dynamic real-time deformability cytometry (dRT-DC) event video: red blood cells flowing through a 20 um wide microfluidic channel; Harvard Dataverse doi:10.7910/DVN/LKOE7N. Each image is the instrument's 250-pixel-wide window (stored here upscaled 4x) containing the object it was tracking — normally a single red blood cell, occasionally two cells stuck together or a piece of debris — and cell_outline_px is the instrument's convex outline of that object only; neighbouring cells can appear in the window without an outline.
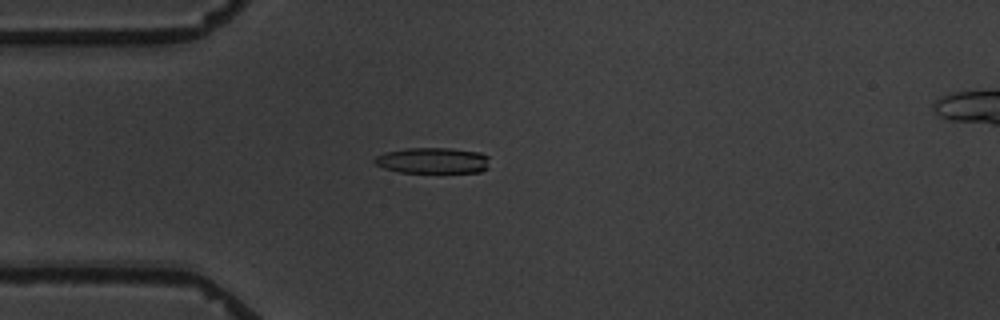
{"species": "common noctule bat (a hibernating species)", "species_latin": "Nyctalus noctula", "temperature_condition": "warm", "stored_images_in_passage": 1, "camera_frame_rate_fps": 3000, "um_per_image_px": 0.085, "animal": {"sex": "male", "body_mass_g": 19.5, "forearm_length_mm": 54.6}, "frame": {"image": 1, "passage_image": 1, "time_ms": 0.0, "image_size_px": [1000, 320], "cell_outline_px": [[488, 168], [480, 172], [400, 172], [384, 168], [376, 164], [372, 160], [376, 156], [384, 152], [408, 148], [448, 148], [480, 152], [488, 156]], "centroid_in_image_um": [36.78, 13.64], "position_along_channel_um": 48.2, "area_um2": 17.34}}